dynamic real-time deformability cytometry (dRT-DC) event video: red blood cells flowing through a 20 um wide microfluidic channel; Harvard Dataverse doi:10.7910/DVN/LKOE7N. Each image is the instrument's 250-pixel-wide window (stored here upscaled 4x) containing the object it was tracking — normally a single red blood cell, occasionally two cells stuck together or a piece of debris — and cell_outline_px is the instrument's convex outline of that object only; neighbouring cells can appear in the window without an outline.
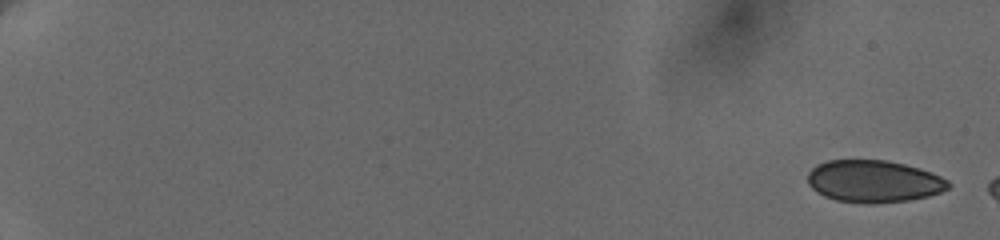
{"species": "human", "species_latin": "Homo sapiens", "temperature_condition": "cold", "stored_images_in_passage": 9, "camera_frame_rate_fps": 3000, "um_per_image_px": 0.085, "donor": {"sex": "female"}, "frame": {"image": 1, "passage_image": 1, "time_ms": 0.0, "image_size_px": [1000, 240], "cell_outline_px": [[952, 184], [948, 188], [940, 192], [928, 196], [908, 200], [876, 204], [868, 204], [836, 200], [824, 196], [816, 192], [808, 184], [808, 172], [816, 164], [828, 160], [888, 160], [920, 168], [932, 172], [948, 180]], "centroid_in_image_um": [74.26, 15.41], "position_along_channel_um": 10.7, "area_um2": 34.85}}
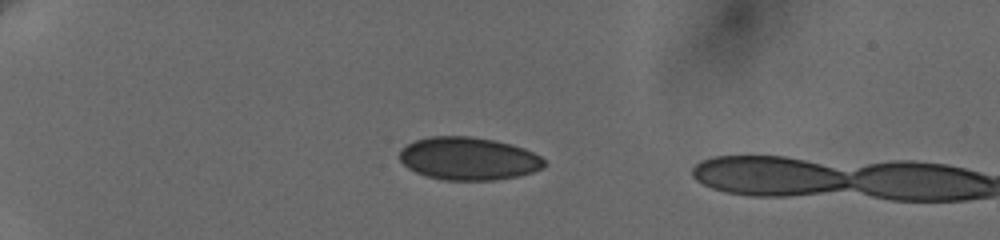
{"frame": {"image": 2, "passage_image": 6, "time_ms": 5.333, "image_size_px": [1000, 240], "cell_outline_px": [[548, 164], [544, 168], [520, 176], [492, 180], [444, 180], [428, 176], [416, 172], [408, 168], [400, 160], [400, 152], [408, 144], [416, 140], [432, 136], [468, 136], [492, 140], [524, 148], [540, 156]], "centroid_in_image_um": [39.85, 13.49], "position_along_channel_um": 45.1, "area_um2": 35.89}}
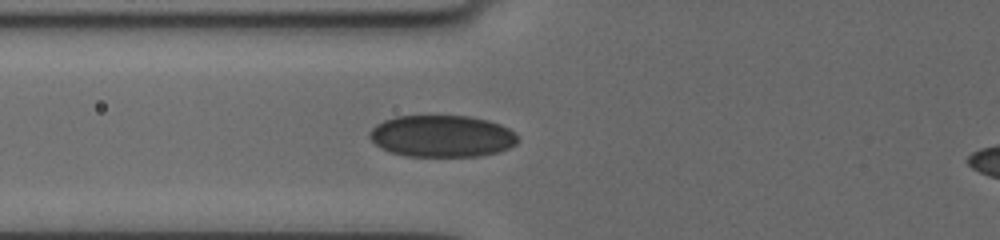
{"frame": {"image": 3, "passage_image": 9, "time_ms": 8.0, "image_size_px": [1000, 240], "cell_outline_px": [[516, 144], [508, 148], [496, 152], [480, 156], [404, 156], [388, 152], [380, 148], [368, 136], [368, 132], [376, 124], [384, 120], [396, 116], [468, 116], [488, 120], [500, 124], [508, 128], [516, 136]], "centroid_in_image_um": [37.5, 11.57], "position_along_channel_um": 88.3, "area_um2": 36.13}}